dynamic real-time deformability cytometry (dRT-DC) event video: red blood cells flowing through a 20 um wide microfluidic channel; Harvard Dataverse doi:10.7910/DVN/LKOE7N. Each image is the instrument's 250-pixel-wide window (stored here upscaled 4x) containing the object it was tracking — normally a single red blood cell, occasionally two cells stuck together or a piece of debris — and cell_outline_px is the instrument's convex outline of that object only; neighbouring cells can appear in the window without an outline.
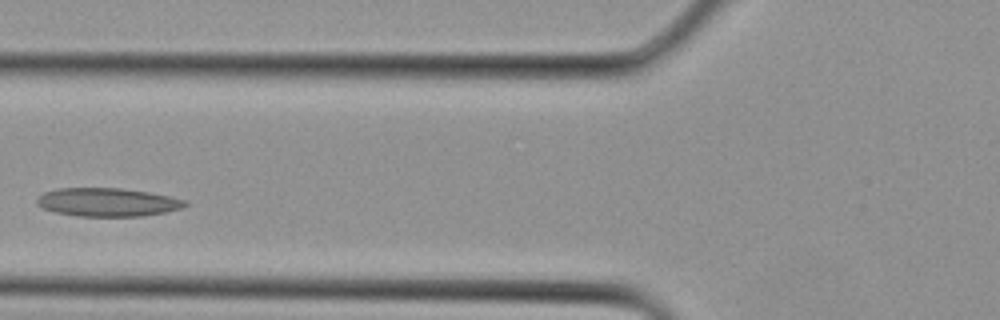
{"species": "Egyptian fruit bat (a non-hibernating species)", "species_latin": "Rousettus aegyptiacus", "temperature_condition": "cold", "stored_images_in_passage": 2, "camera_frame_rate_fps": 3000, "um_per_image_px": 0.085, "animal": {"sex": "female"}, "frame": {"image": 1, "passage_image": 2, "time_ms": 0.333, "image_size_px": [1000, 320], "cell_outline_px": [[188, 204], [184, 208], [164, 212], [140, 216], [76, 216], [56, 212], [44, 208], [36, 204], [36, 200], [44, 192], [56, 188], [120, 188], [148, 192], [172, 196], [188, 200]], "centroid_in_image_um": [9.18, 17.18], "position_along_channel_um": 116.6, "area_um2": 24.62}}